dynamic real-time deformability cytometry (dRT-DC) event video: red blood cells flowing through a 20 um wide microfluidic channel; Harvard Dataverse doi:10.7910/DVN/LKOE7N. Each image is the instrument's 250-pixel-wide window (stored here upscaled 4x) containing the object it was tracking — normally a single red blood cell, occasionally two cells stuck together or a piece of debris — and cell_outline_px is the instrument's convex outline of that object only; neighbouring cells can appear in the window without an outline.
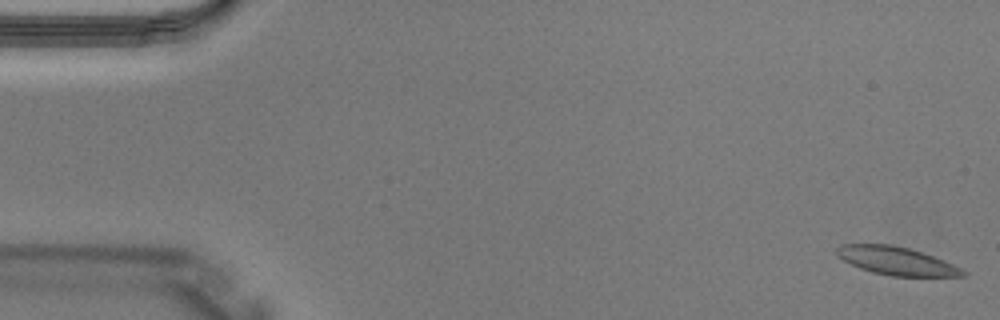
{"species": "Egyptian fruit bat (a non-hibernating species)", "species_latin": "Rousettus aegyptiacus", "temperature_condition": "warm", "stored_images_in_passage": 4, "segment_of_instrument_passage": [2, 2], "camera_frame_rate_fps": 3000, "um_per_image_px": 0.085, "animal": {"sex": "male"}, "frame": {"image": 1, "passage_image": 4, "time_ms": 1.0, "image_size_px": [1000, 320], "cell_outline_px": [[968, 276], [888, 276], [872, 272], [860, 268], [836, 256], [836, 248], [840, 244], [892, 244], [908, 248], [944, 260], [968, 272]], "centroid_in_image_um": [76.18, 22.18], "position_along_channel_um": 8.8, "area_um2": 20.63}}